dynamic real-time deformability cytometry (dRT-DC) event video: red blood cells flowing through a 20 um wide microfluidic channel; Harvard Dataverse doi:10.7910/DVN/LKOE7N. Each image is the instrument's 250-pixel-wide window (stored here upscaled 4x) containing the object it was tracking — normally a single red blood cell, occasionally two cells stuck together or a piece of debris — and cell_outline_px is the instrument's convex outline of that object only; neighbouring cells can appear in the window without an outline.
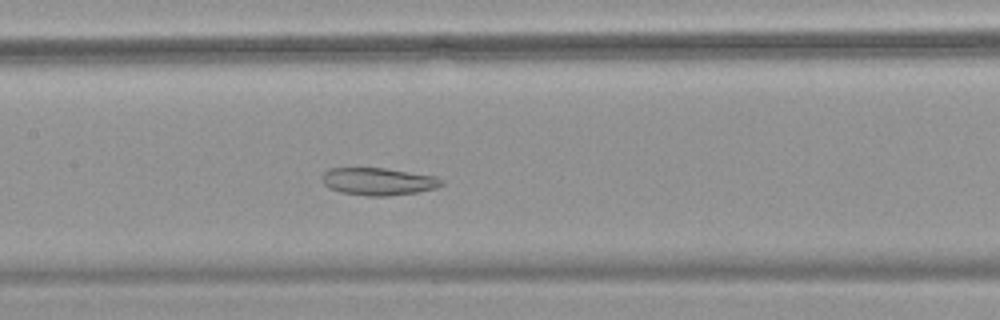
{"species": "common noctule bat (a hibernating species)", "species_latin": "Nyctalus noctula", "temperature_condition": "warm", "stored_images_in_passage": 49, "camera_frame_rate_fps": 3000, "um_per_image_px": 0.085, "animal": {"sex": "female", "body_mass_g": 18.4}, "frame": {"image": 1, "passage_image": 24, "time_ms": 7.667, "image_size_px": [1000, 320], "cell_outline_px": [[444, 184], [436, 188], [416, 192], [388, 196], [368, 196], [340, 192], [328, 188], [324, 184], [324, 172], [328, 168], [384, 168], [436, 176], [444, 180]], "centroid_in_image_um": [32.18, 15.42], "position_along_channel_um": 175.2, "area_um2": 19.07}}
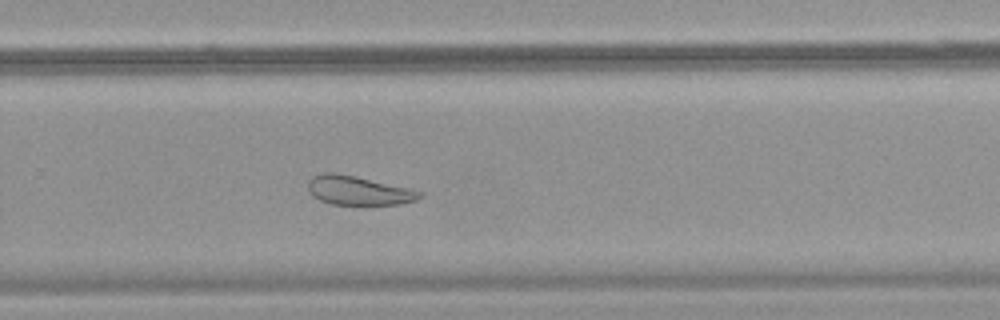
{"frame": {"image": 2, "passage_image": 33, "time_ms": 10.667, "image_size_px": [1000, 320], "cell_outline_px": [[424, 196], [416, 200], [400, 204], [332, 204], [320, 200], [308, 188], [308, 180], [312, 176], [324, 172], [332, 172], [356, 176], [408, 188], [420, 192]], "centroid_in_image_um": [30.46, 16.18], "position_along_channel_um": 299.3, "area_um2": 18.55}}
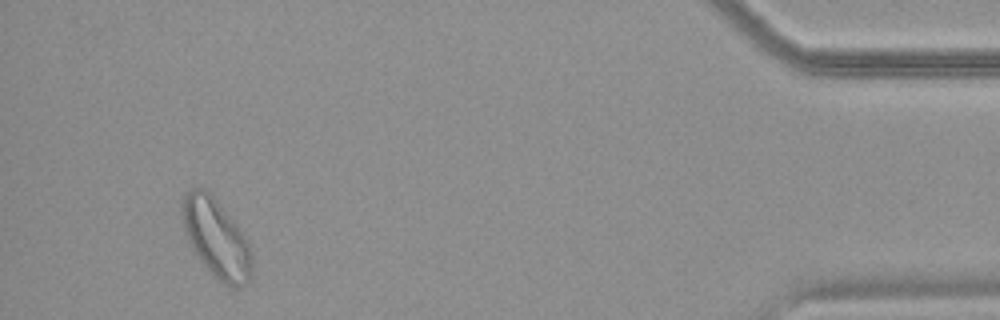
{"frame": {"image": 3, "passage_image": 46, "time_ms": 15.0, "image_size_px": [1000, 320], "cell_outline_px": [[252, 280], [236, 288], [232, 288], [224, 284], [212, 276], [200, 260], [192, 248], [184, 232], [180, 208], [180, 204], [184, 192], [192, 188], [204, 188], [216, 200], [236, 224], [248, 244], [252, 256]], "centroid_in_image_um": [18.35, 20.27], "position_along_channel_um": 416.9, "area_um2": 32.14}}